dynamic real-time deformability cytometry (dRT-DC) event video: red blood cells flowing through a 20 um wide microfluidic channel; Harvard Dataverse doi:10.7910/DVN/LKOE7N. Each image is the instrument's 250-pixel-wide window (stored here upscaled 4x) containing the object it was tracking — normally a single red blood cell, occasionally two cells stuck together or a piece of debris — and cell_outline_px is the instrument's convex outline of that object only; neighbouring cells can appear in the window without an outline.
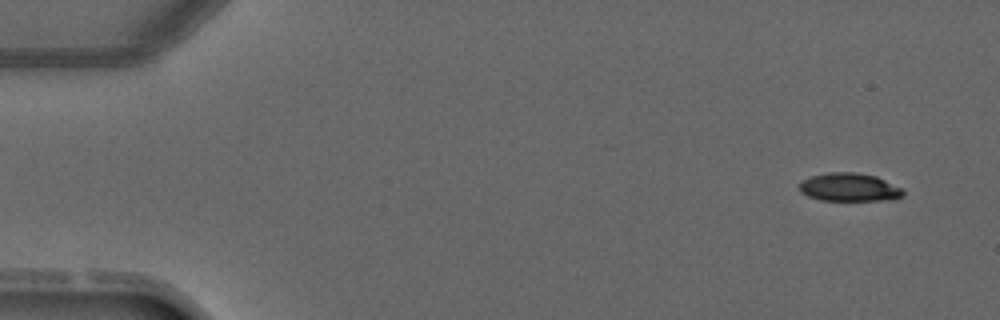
{"species": "common noctule bat (a hibernating species)", "species_latin": "Nyctalus noctula", "temperature_condition": "warm", "stored_images_in_passage": 2, "camera_frame_rate_fps": 3000, "um_per_image_px": 0.085, "animal": {"sex": "male", "forearm_length_mm": 52.5}, "frame": {"image": 1, "passage_image": 2, "time_ms": 1.0, "image_size_px": [1000, 320], "cell_outline_px": [[904, 196], [896, 200], [820, 200], [808, 196], [800, 192], [800, 184], [804, 180], [812, 176], [828, 172], [856, 172], [876, 176], [904, 188]], "centroid_in_image_um": [72.26, 15.92], "position_along_channel_um": 12.7, "area_um2": 17.22}}